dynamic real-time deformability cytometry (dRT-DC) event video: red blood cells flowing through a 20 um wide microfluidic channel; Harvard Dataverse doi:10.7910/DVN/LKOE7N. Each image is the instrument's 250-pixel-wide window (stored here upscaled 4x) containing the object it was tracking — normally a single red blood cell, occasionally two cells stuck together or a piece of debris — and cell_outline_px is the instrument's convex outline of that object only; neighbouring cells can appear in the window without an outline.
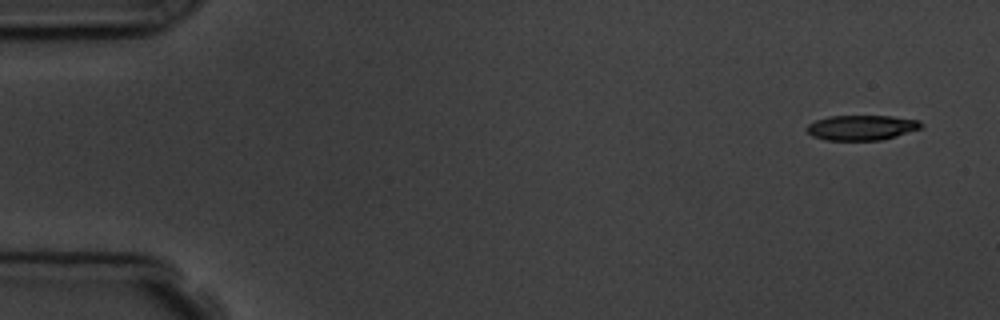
{"species": "common noctule bat (a hibernating species)", "species_latin": "Nyctalus noctula", "temperature_condition": "room temperature", "stored_images_in_passage": 8, "camera_frame_rate_fps": 3000, "um_per_image_px": 0.085, "animal": {"sex": "male", "body_mass_g": 19.5, "forearm_length_mm": 54.6}, "frame": {"image": 1, "passage_image": 1, "time_ms": 0.0, "image_size_px": [1000, 320], "cell_outline_px": [[924, 124], [920, 128], [896, 136], [880, 140], [824, 140], [812, 136], [808, 132], [808, 124], [816, 120], [828, 116], [892, 116], [920, 120]], "centroid_in_image_um": [73.24, 10.84], "position_along_channel_um": 11.8, "area_um2": 16.65}}
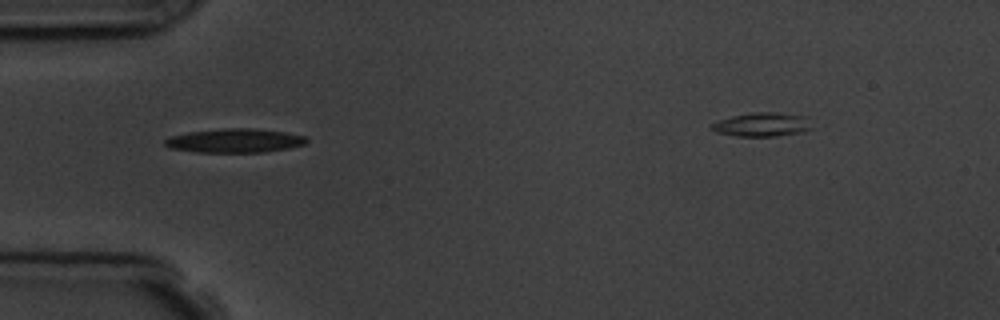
{"frame": {"image": 2, "passage_image": 5, "time_ms": 4.667, "image_size_px": [1000, 320], "cell_outline_px": [[308, 140], [304, 144], [288, 148], [264, 152], [196, 152], [168, 148], [164, 144], [164, 140], [172, 136], [188, 132], [224, 128], [252, 128], [284, 132], [304, 136]], "centroid_in_image_um": [19.92, 11.95], "position_along_channel_um": 65.1, "area_um2": 19.65}}